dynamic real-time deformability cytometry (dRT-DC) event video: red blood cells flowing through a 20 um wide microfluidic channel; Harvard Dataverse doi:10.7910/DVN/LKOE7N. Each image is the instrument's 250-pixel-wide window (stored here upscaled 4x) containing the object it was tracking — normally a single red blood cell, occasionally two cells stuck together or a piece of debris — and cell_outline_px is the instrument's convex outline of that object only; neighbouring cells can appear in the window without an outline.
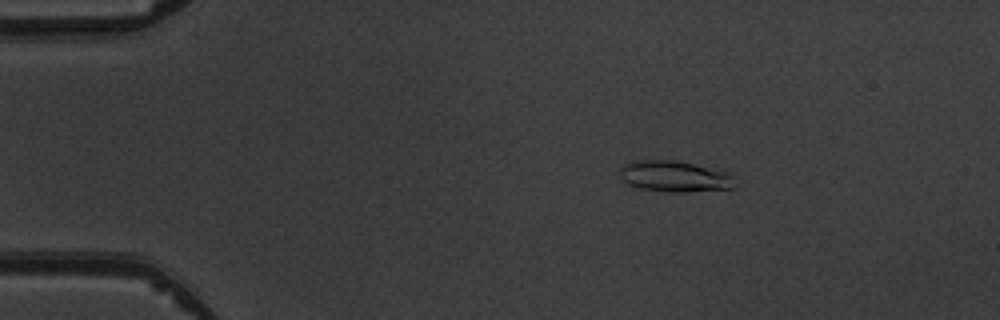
{"species": "common noctule bat (a hibernating species)", "species_latin": "Nyctalus noctula", "temperature_condition": "warm", "stored_images_in_passage": 5, "camera_frame_rate_fps": 3000, "um_per_image_px": 0.085, "animal": {"sex": "male", "body_mass_g": 19.5, "forearm_length_mm": 54.6}, "frame": {"image": 1, "passage_image": 3, "time_ms": 2.0, "image_size_px": [1000, 320], "cell_outline_px": [[732, 188], [688, 192], [672, 192], [640, 188], [628, 184], [620, 176], [620, 168], [624, 164], [632, 160], [672, 160], [692, 164], [728, 172], [732, 176]], "centroid_in_image_um": [57.28, 14.99], "position_along_channel_um": 27.7, "area_um2": 20.52}}